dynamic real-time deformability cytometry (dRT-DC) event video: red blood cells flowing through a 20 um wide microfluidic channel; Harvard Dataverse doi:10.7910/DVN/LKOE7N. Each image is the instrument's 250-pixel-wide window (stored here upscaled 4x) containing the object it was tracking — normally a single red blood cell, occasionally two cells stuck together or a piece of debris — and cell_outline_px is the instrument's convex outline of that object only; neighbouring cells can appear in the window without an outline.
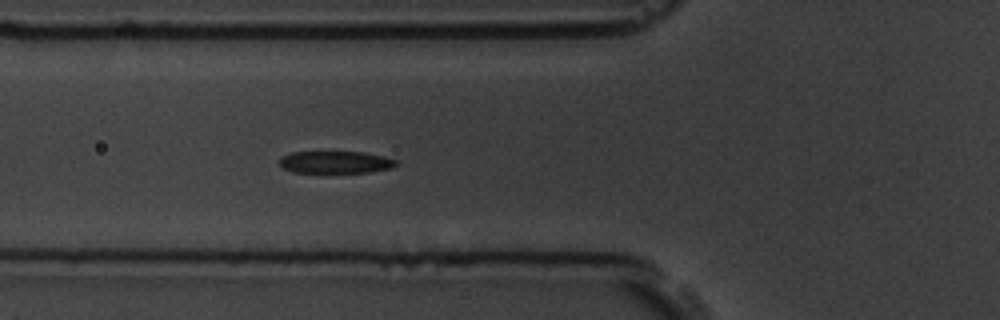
{"species": "common noctule bat (a hibernating species)", "species_latin": "Nyctalus noctula", "temperature_condition": "room temperature", "stored_images_in_passage": 7, "camera_frame_rate_fps": 3000, "um_per_image_px": 0.085, "animal": {"sex": "male", "body_mass_g": 19.5, "forearm_length_mm": 54.6}, "frame": {"image": 1, "passage_image": 7, "time_ms": 7.667, "image_size_px": [1000, 320], "cell_outline_px": [[400, 164], [392, 168], [368, 172], [292, 172], [280, 168], [280, 160], [284, 156], [292, 152], [364, 152], [384, 156], [400, 160]], "centroid_in_image_um": [28.58, 13.78], "position_along_channel_um": 97.2, "area_um2": 15.2}}